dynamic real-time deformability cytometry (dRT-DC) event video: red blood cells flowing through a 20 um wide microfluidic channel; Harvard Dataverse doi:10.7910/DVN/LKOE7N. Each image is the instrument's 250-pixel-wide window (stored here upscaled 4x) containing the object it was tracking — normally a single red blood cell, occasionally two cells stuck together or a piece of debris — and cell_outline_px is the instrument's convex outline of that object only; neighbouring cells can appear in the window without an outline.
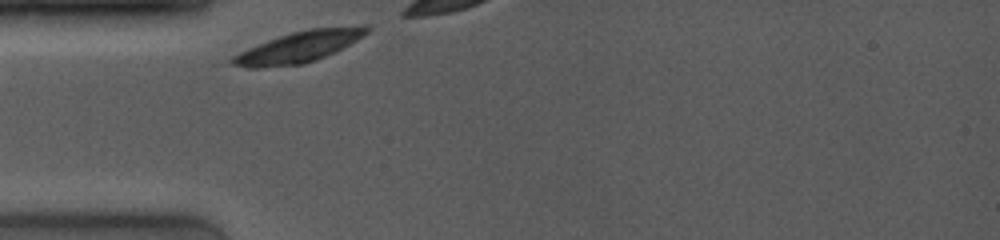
{"species": "common noctule bat (a hibernating species)", "species_latin": "Nyctalus noctula", "temperature_condition": "room temperature", "stored_images_in_passage": 4, "camera_frame_rate_fps": 4000, "um_per_image_px": 0.085, "animal": {"sex": "female", "body_mass_g": 19.0, "forearm_length_mm": 53.3}, "frame": {"image": 1, "passage_image": 1, "time_ms": 0.0, "image_size_px": [1000, 240], "cell_outline_px": [[372, 28], [364, 36], [324, 56], [304, 64], [260, 68], [248, 68], [232, 64], [228, 60], [232, 56], [248, 48], [268, 40], [292, 32], [308, 28], [364, 24], [368, 24]], "centroid_in_image_um": [25.44, 3.96], "position_along_channel_um": 59.6, "area_um2": 24.39}}